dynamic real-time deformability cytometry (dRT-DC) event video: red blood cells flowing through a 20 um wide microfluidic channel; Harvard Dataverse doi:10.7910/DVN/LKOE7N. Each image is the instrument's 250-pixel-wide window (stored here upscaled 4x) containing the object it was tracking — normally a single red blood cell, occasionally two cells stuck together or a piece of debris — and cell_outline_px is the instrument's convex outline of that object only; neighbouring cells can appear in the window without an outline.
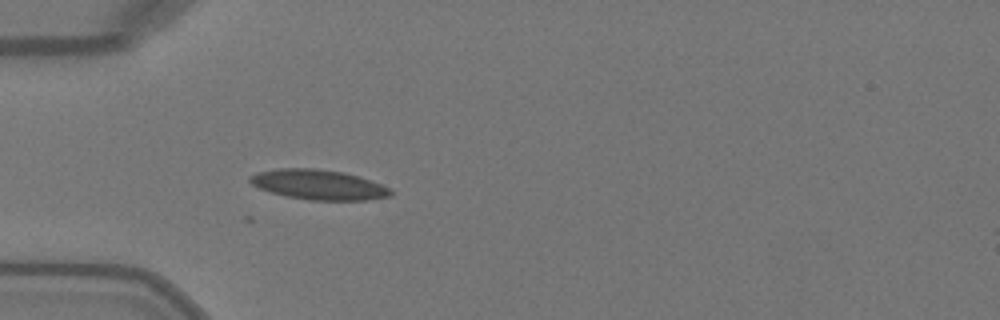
{"species": "Egyptian fruit bat (a non-hibernating species)", "species_latin": "Rousettus aegyptiacus", "temperature_condition": "warm", "stored_images_in_passage": 29, "camera_frame_rate_fps": 3000, "um_per_image_px": 0.085, "animal": {"sex": "female"}, "frame": {"image": 1, "passage_image": 2, "time_ms": 0.333, "image_size_px": [1000, 320], "cell_outline_px": [[392, 196], [368, 200], [308, 200], [288, 196], [272, 192], [260, 188], [252, 184], [248, 180], [248, 176], [260, 172], [280, 168], [316, 168], [344, 172], [392, 188]], "centroid_in_image_um": [27.1, 15.7], "position_along_channel_um": 57.9, "area_um2": 24.39}}
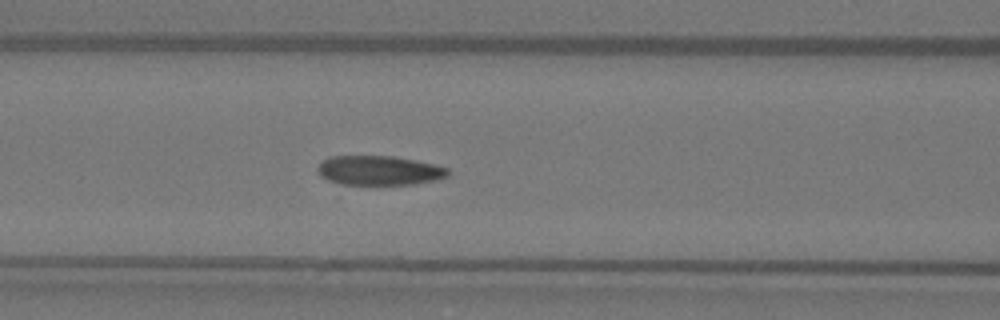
{"frame": {"image": 2, "passage_image": 8, "time_ms": 2.333, "image_size_px": [1000, 320], "cell_outline_px": [[452, 172], [448, 176], [436, 180], [412, 184], [340, 184], [328, 180], [320, 176], [316, 168], [324, 160], [332, 156], [392, 156], [436, 164], [448, 168]], "centroid_in_image_um": [32.26, 14.49], "position_along_channel_um": 134.3, "area_um2": 22.37}}
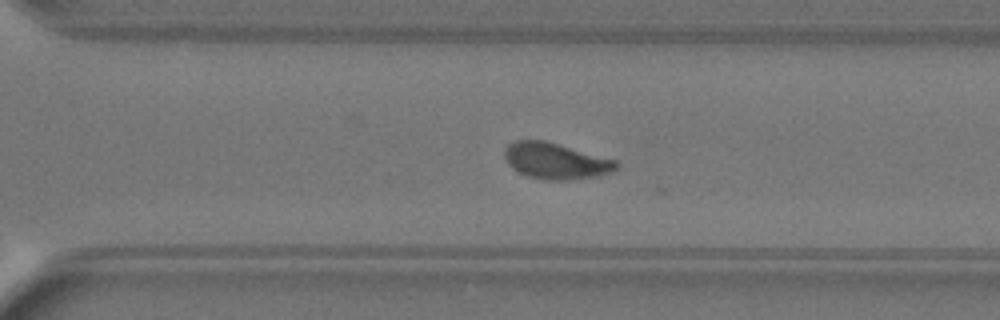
{"frame": {"image": 3, "passage_image": 22, "time_ms": 7.0, "image_size_px": [1000, 320], "cell_outline_px": [[620, 168], [616, 172], [600, 176], [572, 180], [544, 180], [528, 176], [520, 172], [508, 164], [504, 156], [504, 148], [508, 144], [516, 140], [544, 140], [616, 160], [620, 164]], "centroid_in_image_um": [47.29, 13.69], "position_along_channel_um": 323.3, "area_um2": 23.81}, "authors_computed_cell_mechanics": {"area_um2": 23.409, "velocity_mm_per_s": 4.0729, "shape_relaxation_time_tau1_ms": 7.3942, "shape_relaxation_time_tau2_ms": 1.2907, "deformation_change_tau1": 0.2014, "deformation_change_tau2": 0.0646}}